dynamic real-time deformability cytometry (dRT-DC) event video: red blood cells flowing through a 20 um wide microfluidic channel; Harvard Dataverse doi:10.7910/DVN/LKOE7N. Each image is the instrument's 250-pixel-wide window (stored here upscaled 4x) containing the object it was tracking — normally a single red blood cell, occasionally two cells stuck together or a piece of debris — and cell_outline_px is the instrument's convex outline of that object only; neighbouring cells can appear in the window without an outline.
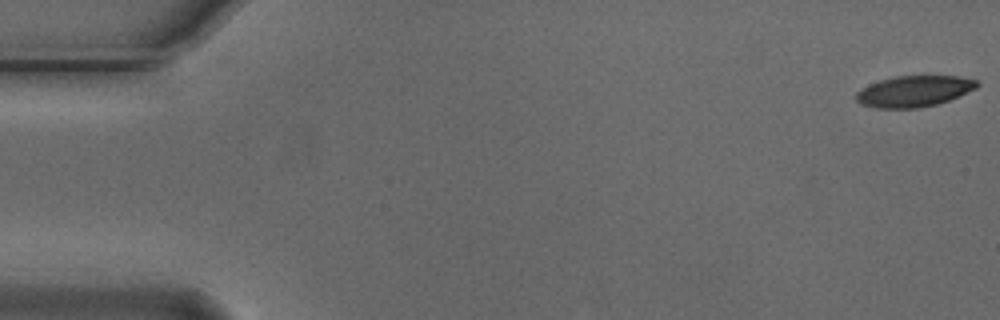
{"species": "Egyptian fruit bat (a non-hibernating species)", "species_latin": "Rousettus aegyptiacus", "temperature_condition": "cold", "stored_images_in_passage": 15, "camera_frame_rate_fps": 3000, "um_per_image_px": 0.085, "animal": {"sex": "male"}, "frame": {"image": 1, "passage_image": 1, "time_ms": 0.0, "image_size_px": [1000, 320], "cell_outline_px": [[980, 84], [976, 88], [948, 100], [936, 104], [920, 108], [876, 108], [860, 104], [856, 100], [856, 92], [880, 80], [896, 76], [960, 76], [976, 80]], "centroid_in_image_um": [77.69, 7.76], "position_along_channel_um": 7.3, "area_um2": 21.68}}
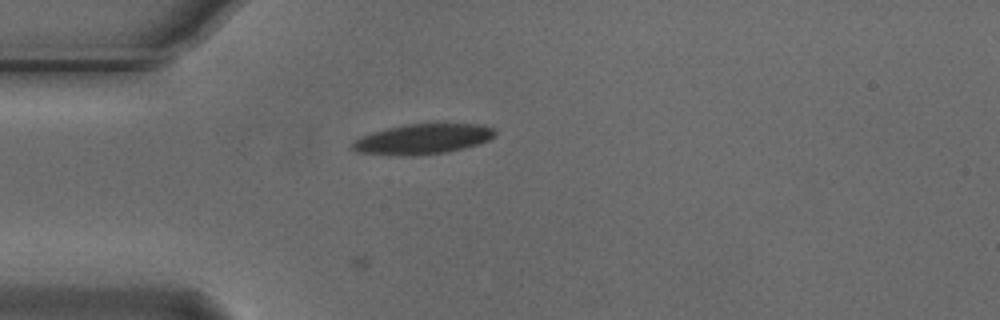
{"frame": {"image": 2, "passage_image": 15, "time_ms": 4.667, "image_size_px": [1000, 320], "cell_outline_px": [[496, 136], [480, 144], [448, 152], [412, 156], [388, 156], [356, 152], [348, 148], [352, 140], [360, 136], [372, 132], [404, 124], [476, 124], [492, 128], [496, 132]], "centroid_in_image_um": [35.84, 11.84], "position_along_channel_um": 49.2, "area_um2": 25.61}}